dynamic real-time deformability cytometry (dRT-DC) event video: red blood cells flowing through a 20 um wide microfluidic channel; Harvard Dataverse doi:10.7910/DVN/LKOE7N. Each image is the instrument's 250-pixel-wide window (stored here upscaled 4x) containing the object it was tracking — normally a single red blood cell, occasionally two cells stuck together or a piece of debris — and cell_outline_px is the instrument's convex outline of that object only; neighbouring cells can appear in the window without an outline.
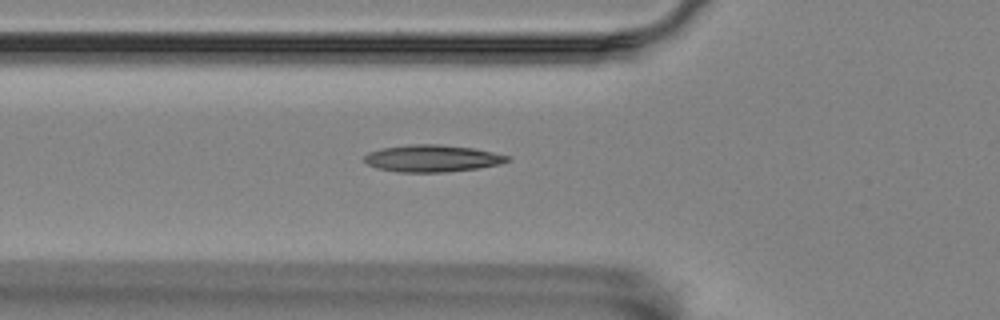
{"species": "Egyptian fruit bat (a non-hibernating species)", "species_latin": "Rousettus aegyptiacus", "temperature_condition": "room temperature", "stored_images_in_passage": 46, "camera_frame_rate_fps": 3000, "um_per_image_px": 0.085, "animal": {"sex": "female"}, "frame": {"image": 1, "passage_image": 13, "time_ms": 4.0, "image_size_px": [1000, 320], "cell_outline_px": [[508, 160], [500, 164], [480, 168], [444, 172], [396, 172], [376, 168], [368, 164], [364, 160], [364, 156], [368, 152], [380, 148], [408, 144], [436, 144], [472, 148], [492, 152], [508, 156]], "centroid_in_image_um": [36.67, 13.46], "position_along_channel_um": 89.1, "area_um2": 22.48}}
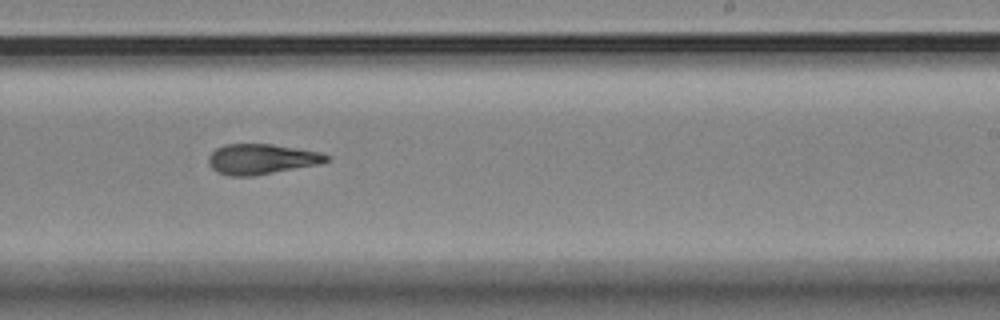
{"frame": {"image": 2, "passage_image": 28, "time_ms": 9.0, "image_size_px": [1000, 320], "cell_outline_px": [[332, 156], [328, 160], [320, 164], [252, 176], [228, 176], [216, 172], [208, 164], [208, 156], [216, 148], [224, 144], [272, 144], [320, 152]], "centroid_in_image_um": [22.21, 13.52], "position_along_channel_um": 266.8, "area_um2": 20.92}}
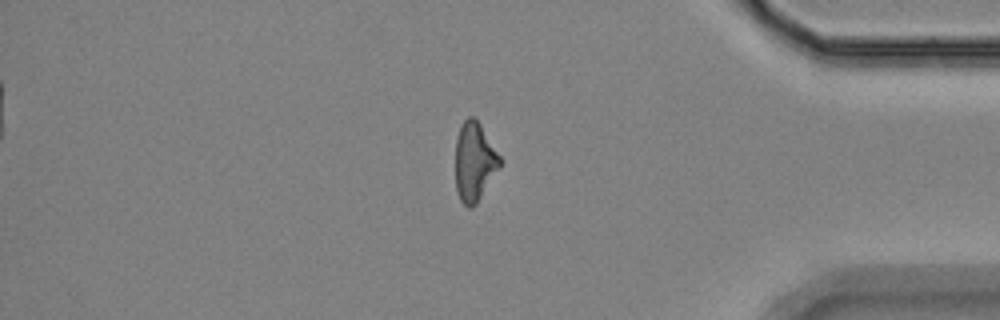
{"frame": {"image": 3, "passage_image": 41, "time_ms": 13.333, "image_size_px": [1000, 320], "cell_outline_px": [[500, 168], [476, 204], [472, 208], [468, 208], [460, 200], [456, 188], [456, 140], [460, 128], [464, 120], [468, 116], [472, 116], [480, 124], [500, 156]], "centroid_in_image_um": [40.32, 13.77], "position_along_channel_um": 394.9, "area_um2": 20.23}}